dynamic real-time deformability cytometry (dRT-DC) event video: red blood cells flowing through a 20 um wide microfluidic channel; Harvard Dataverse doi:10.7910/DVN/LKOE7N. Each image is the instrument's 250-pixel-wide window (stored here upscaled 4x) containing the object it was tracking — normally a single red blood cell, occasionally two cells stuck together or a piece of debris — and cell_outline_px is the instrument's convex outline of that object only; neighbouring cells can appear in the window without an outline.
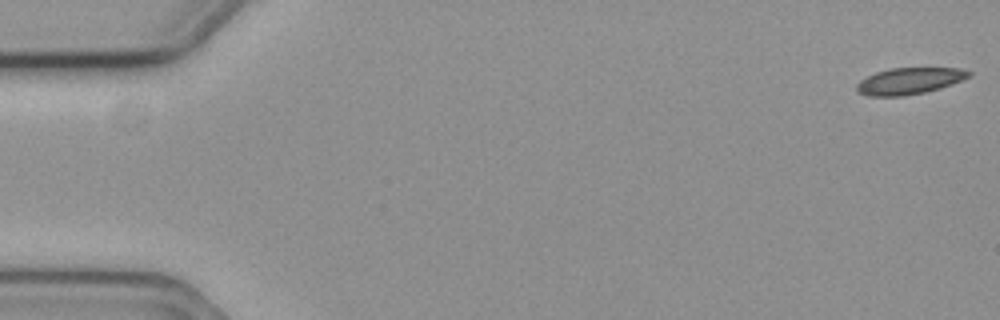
{"species": "common noctule bat (a hibernating species)", "species_latin": "Nyctalus noctula", "temperature_condition": "cold", "stored_images_in_passage": 13, "camera_frame_rate_fps": 3000, "um_per_image_px": 0.085, "animal": {"sex": "female", "body_mass_g": 19.3, "forearm_length_mm": 54.1}, "frame": {"image": 1, "passage_image": 1, "time_ms": 0.0, "image_size_px": [1000, 320], "cell_outline_px": [[972, 76], [952, 84], [940, 88], [924, 92], [904, 96], [868, 96], [856, 92], [856, 84], [860, 80], [876, 72], [892, 68], [960, 68], [972, 72]], "centroid_in_image_um": [77.29, 6.88], "position_along_channel_um": 7.7, "area_um2": 17.4}}